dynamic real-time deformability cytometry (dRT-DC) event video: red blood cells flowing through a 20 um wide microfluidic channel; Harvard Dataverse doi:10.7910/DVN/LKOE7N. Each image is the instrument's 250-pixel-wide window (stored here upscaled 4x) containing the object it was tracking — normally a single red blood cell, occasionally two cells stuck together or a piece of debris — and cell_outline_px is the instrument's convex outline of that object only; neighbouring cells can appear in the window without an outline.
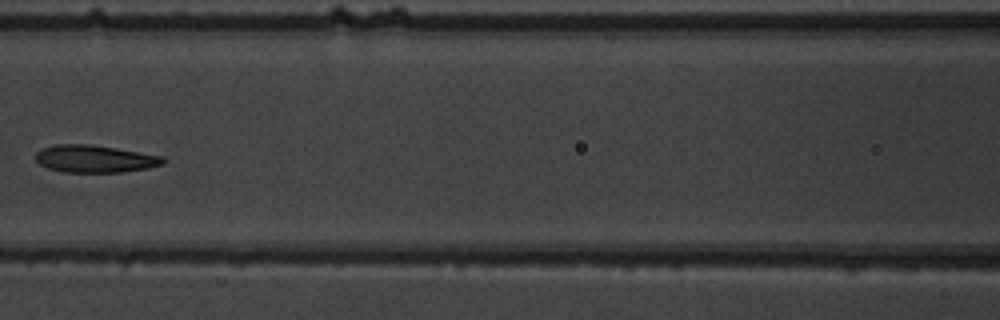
{"species": "common noctule bat (a hibernating species)", "species_latin": "Nyctalus noctula", "temperature_condition": "warm", "stored_images_in_passage": 9, "camera_frame_rate_fps": 3000, "um_per_image_px": 0.085, "animal": {"sex": "male", "body_mass_g": 19.5, "forearm_length_mm": 54.6}, "frame": {"image": 1, "passage_image": 8, "time_ms": 9.0, "image_size_px": [1000, 320], "cell_outline_px": [[168, 160], [164, 164], [148, 168], [124, 172], [64, 172], [48, 168], [40, 164], [36, 160], [36, 152], [40, 148], [56, 144], [92, 144], [164, 156]], "centroid_in_image_um": [8.09, 13.49], "position_along_channel_um": 158.5, "area_um2": 20.58}}
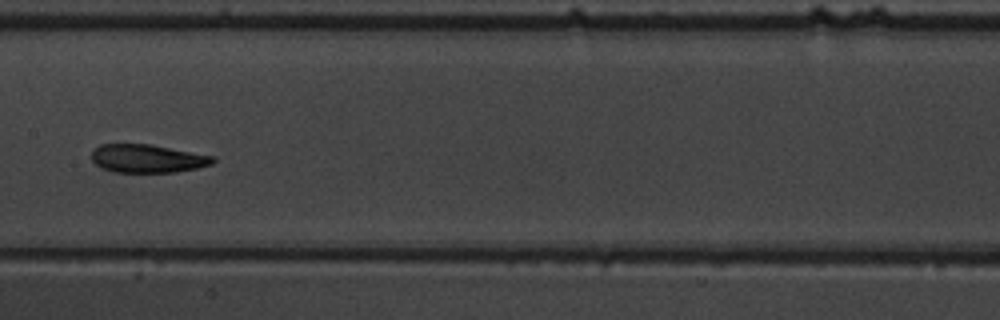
{"frame": {"image": 2, "passage_image": 9, "time_ms": 10.0, "image_size_px": [1000, 320], "cell_outline_px": [[216, 160], [212, 164], [196, 168], [176, 172], [112, 172], [100, 168], [92, 160], [92, 152], [100, 144], [152, 144], [216, 156]], "centroid_in_image_um": [12.56, 13.47], "position_along_channel_um": 194.8, "area_um2": 20.17}}